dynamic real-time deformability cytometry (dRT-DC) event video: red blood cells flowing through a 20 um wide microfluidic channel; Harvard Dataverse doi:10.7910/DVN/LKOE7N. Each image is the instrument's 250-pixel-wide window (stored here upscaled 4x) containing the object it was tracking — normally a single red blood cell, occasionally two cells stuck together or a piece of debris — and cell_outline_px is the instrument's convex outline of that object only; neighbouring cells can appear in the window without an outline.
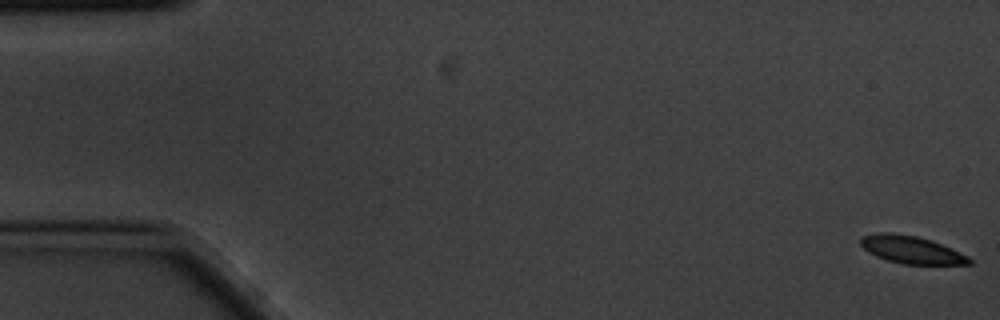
{"species": "common noctule bat (a hibernating species)", "species_latin": "Nyctalus noctula", "temperature_condition": "cold", "stored_images_in_passage": 5, "camera_frame_rate_fps": 3000, "um_per_image_px": 0.085, "animal": {"sex": "male", "body_mass_g": 20.1, "forearm_length_mm": 53.5}, "frame": {"image": 1, "passage_image": 1, "time_ms": 0.0, "image_size_px": [1000, 320], "cell_outline_px": [[972, 264], [904, 264], [888, 260], [876, 256], [868, 252], [860, 244], [860, 240], [864, 236], [880, 232], [892, 232], [916, 236], [932, 240], [968, 256], [972, 260]], "centroid_in_image_um": [77.46, 21.22], "position_along_channel_um": 7.5, "area_um2": 17.28}}